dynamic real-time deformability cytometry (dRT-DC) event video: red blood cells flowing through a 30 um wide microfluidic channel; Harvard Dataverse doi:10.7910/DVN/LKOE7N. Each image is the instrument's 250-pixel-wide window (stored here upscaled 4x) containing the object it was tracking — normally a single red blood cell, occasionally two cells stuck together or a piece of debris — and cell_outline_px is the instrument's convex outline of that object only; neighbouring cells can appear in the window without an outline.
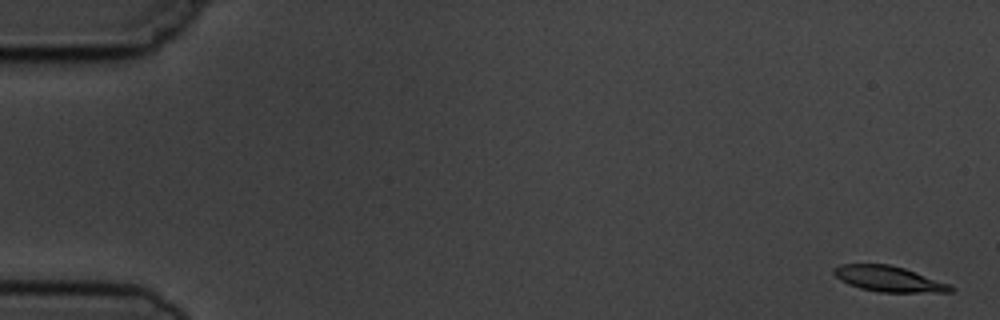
{"species": "common noctule bat (a hibernating species)", "species_latin": "Nyctalus noctula", "temperature_condition": "cold", "stored_images_in_passage": 9, "camera_frame_rate_fps": 3000, "um_per_image_px": 0.085, "animal": {"sex": "male", "body_mass_g": 19.5, "forearm_length_mm": 54.6}, "frame": {"image": 1, "passage_image": 1, "time_ms": 0.0, "image_size_px": [1000, 320], "cell_outline_px": [[956, 288], [952, 292], [876, 292], [860, 288], [848, 284], [840, 280], [832, 272], [832, 268], [840, 264], [888, 264], [904, 268], [948, 284]], "centroid_in_image_um": [75.49, 23.71], "position_along_channel_um": 9.5, "area_um2": 17.34}}
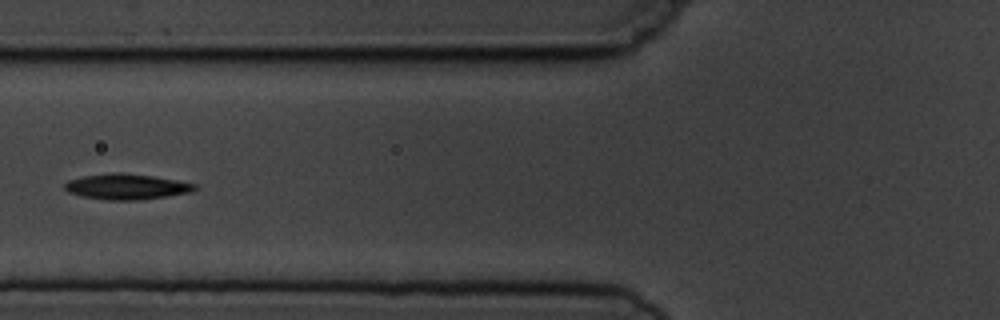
{"frame": {"image": 2, "passage_image": 7, "time_ms": 6.667, "image_size_px": [1000, 320], "cell_outline_px": [[200, 188], [192, 192], [136, 200], [108, 200], [80, 196], [68, 192], [64, 188], [64, 184], [68, 180], [84, 176], [112, 172], [120, 172], [152, 176], [176, 180], [196, 184]], "centroid_in_image_um": [10.75, 15.86], "position_along_channel_um": 115.1, "area_um2": 19.36}}
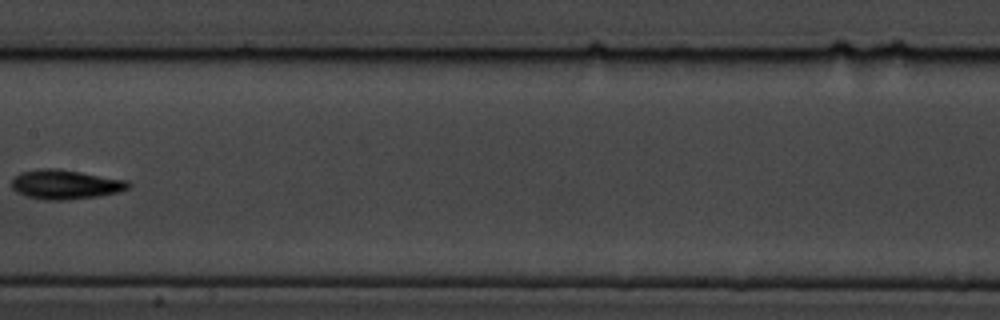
{"frame": {"image": 3, "passage_image": 9, "time_ms": 9.0, "image_size_px": [1000, 320], "cell_outline_px": [[132, 184], [128, 188], [120, 192], [100, 196], [64, 200], [44, 200], [24, 196], [16, 192], [12, 188], [12, 180], [20, 172], [40, 168], [60, 168], [128, 180]], "centroid_in_image_um": [5.57, 15.67], "position_along_channel_um": 201.8, "area_um2": 20.35}}